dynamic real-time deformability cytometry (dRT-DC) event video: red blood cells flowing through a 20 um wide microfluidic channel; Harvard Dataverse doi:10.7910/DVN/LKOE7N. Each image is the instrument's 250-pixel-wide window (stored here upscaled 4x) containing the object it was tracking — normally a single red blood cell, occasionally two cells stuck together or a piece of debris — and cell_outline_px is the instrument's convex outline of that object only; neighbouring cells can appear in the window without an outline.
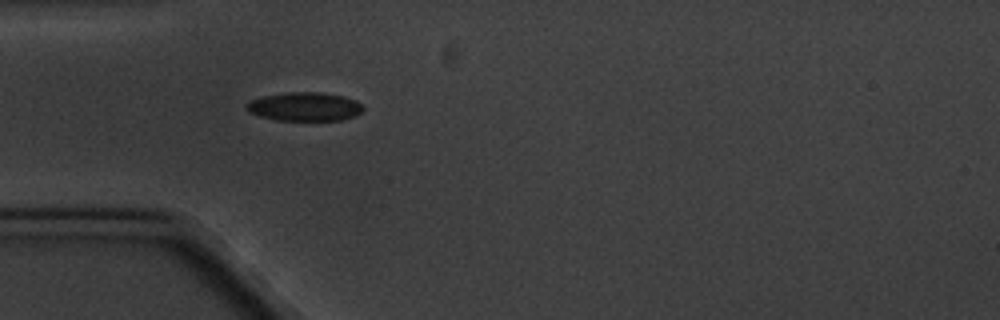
{"species": "common noctule bat (a hibernating species)", "species_latin": "Nyctalus noctula", "temperature_condition": "cold", "stored_images_in_passage": 4, "camera_frame_rate_fps": 3000, "um_per_image_px": 0.085, "animal": {"sex": "male", "body_mass_g": 20.1, "forearm_length_mm": 53.5}, "frame": {"image": 1, "passage_image": 4, "time_ms": 3.667, "image_size_px": [1000, 320], "cell_outline_px": [[364, 108], [360, 112], [352, 116], [340, 120], [276, 120], [260, 116], [248, 112], [244, 104], [252, 100], [264, 96], [284, 92], [320, 92], [344, 96], [356, 100]], "centroid_in_image_um": [25.86, 9.05], "position_along_channel_um": 59.1, "area_um2": 19.42}}